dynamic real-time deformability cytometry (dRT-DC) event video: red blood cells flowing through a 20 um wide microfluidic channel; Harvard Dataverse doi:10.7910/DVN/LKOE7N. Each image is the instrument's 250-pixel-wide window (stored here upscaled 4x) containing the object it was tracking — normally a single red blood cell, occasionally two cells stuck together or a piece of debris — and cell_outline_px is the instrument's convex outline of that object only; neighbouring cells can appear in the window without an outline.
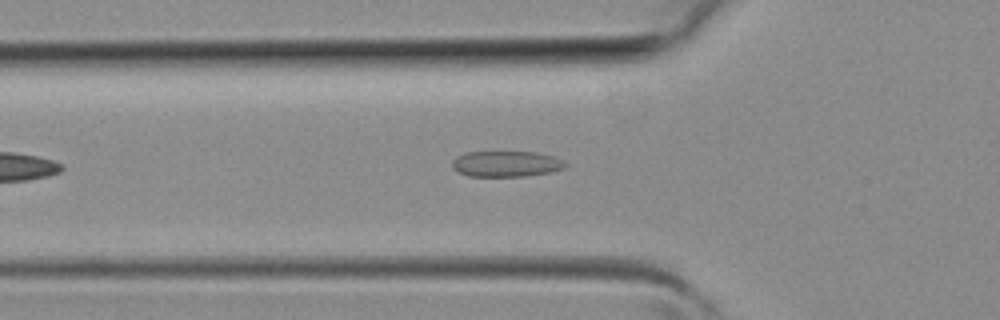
{"species": "common noctule bat (a hibernating species)", "species_latin": "Nyctalus noctula", "temperature_condition": "room temperature", "stored_images_in_passage": 9, "camera_frame_rate_fps": 3000, "um_per_image_px": 0.085, "animal": {"sex": "female", "body_mass_g": 19.3, "forearm_length_mm": 54.1}, "frame": {"image": 1, "passage_image": 4, "time_ms": 1.0, "image_size_px": [1000, 320], "cell_outline_px": [[568, 164], [564, 168], [548, 172], [524, 176], [468, 176], [456, 172], [452, 168], [452, 160], [456, 156], [464, 152], [536, 152], [552, 156], [564, 160]], "centroid_in_image_um": [42.98, 13.92], "position_along_channel_um": 82.8, "area_um2": 17.11}}